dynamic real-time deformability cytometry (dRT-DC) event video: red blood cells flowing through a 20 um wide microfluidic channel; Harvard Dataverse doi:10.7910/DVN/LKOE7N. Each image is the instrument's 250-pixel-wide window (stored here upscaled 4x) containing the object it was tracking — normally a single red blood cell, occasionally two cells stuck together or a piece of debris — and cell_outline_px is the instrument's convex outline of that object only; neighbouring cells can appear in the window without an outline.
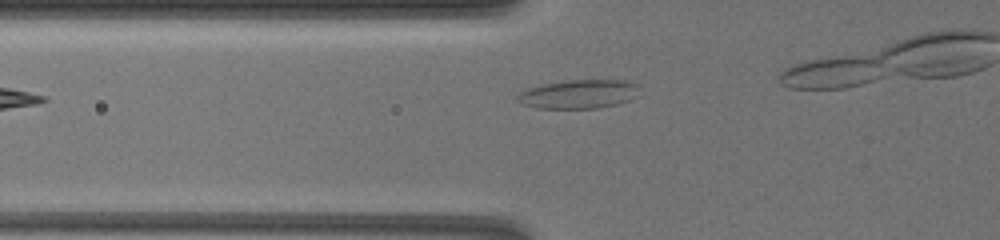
{"species": "common noctule bat (a hibernating species)", "species_latin": "Nyctalus noctula", "temperature_condition": "warm", "stored_images_in_passage": 6, "camera_frame_rate_fps": 3000, "um_per_image_px": 0.085, "animal": {"sex": "female", "body_mass_g": 19.5, "forearm_length_mm": 54.1}, "frame": {"image": 1, "passage_image": 2, "time_ms": 0.333, "image_size_px": [1000, 240], "cell_outline_px": [[640, 96], [616, 104], [596, 108], [536, 108], [520, 104], [516, 100], [516, 96], [520, 92], [528, 88], [540, 84], [568, 80], [628, 80], [640, 84]], "centroid_in_image_um": [49.22, 7.99], "position_along_channel_um": 76.6, "area_um2": 20.92}}
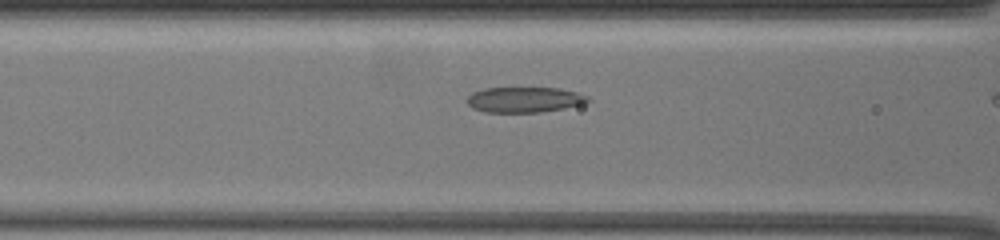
{"frame": {"image": 2, "passage_image": 5, "time_ms": 1.667, "image_size_px": [1000, 240], "cell_outline_px": [[592, 100], [580, 104], [564, 108], [540, 112], [484, 112], [472, 108], [468, 104], [468, 96], [472, 92], [484, 88], [560, 88], [576, 92], [588, 96]], "centroid_in_image_um": [44.56, 8.47], "position_along_channel_um": 122.0, "area_um2": 17.86}}